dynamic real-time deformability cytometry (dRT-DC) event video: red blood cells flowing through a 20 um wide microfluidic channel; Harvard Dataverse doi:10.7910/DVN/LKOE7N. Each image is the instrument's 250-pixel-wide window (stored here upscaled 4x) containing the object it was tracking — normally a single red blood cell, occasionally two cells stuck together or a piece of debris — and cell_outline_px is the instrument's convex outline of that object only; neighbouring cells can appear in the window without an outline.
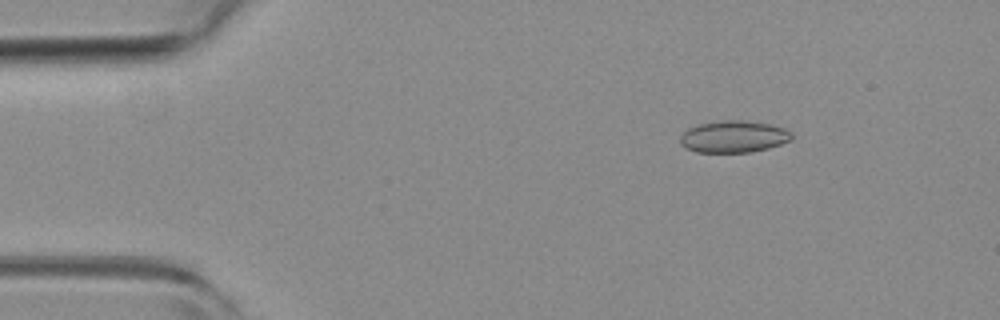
{"species": "common noctule bat (a hibernating species)", "species_latin": "Nyctalus noctula", "temperature_condition": "room temperature", "stored_images_in_passage": 4, "camera_frame_rate_fps": 3000, "um_per_image_px": 0.085, "animal": {"sex": "female", "body_mass_g": 19.3, "forearm_length_mm": 54.1}, "frame": {"image": 1, "passage_image": 2, "time_ms": 0.333, "image_size_px": [1000, 320], "cell_outline_px": [[792, 140], [768, 148], [752, 152], [696, 152], [680, 144], [680, 136], [688, 128], [696, 124], [724, 120], [744, 120], [768, 124], [784, 128], [792, 132]], "centroid_in_image_um": [62.36, 11.61], "position_along_channel_um": 22.6, "area_um2": 20.75}}